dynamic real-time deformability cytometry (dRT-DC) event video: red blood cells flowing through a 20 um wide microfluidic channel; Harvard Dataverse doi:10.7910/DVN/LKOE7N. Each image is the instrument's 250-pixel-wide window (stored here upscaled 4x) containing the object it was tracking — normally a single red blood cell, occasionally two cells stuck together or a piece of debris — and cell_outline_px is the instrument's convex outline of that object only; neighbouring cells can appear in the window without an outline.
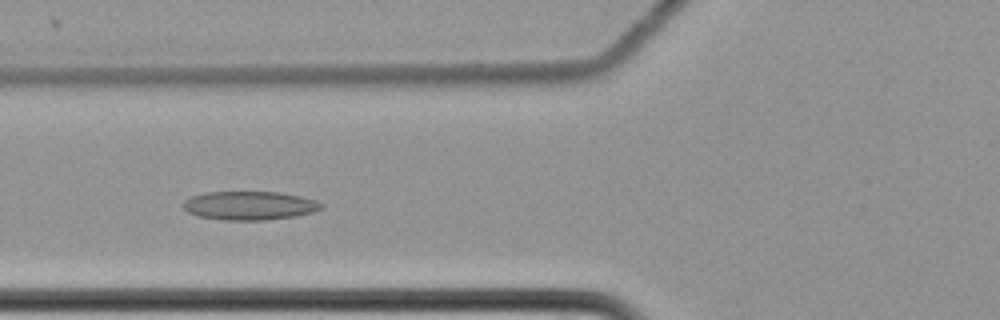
{"species": "common noctule bat (a hibernating species)", "species_latin": "Nyctalus noctula", "temperature_condition": "cold", "stored_images_in_passage": 60, "camera_frame_rate_fps": 3000, "um_per_image_px": 0.085, "animal": {"sex": "female", "body_mass_g": 22.7, "forearm_length_mm": 54.2}, "frame": {"image": 1, "passage_image": 24, "time_ms": 7.667, "image_size_px": [1000, 320], "cell_outline_px": [[324, 208], [312, 212], [296, 216], [264, 220], [220, 220], [200, 216], [188, 212], [184, 208], [184, 200], [192, 196], [208, 192], [276, 192], [300, 196], [316, 200], [324, 204]], "centroid_in_image_um": [21.24, 17.48], "position_along_channel_um": 104.6, "area_um2": 23.0}}
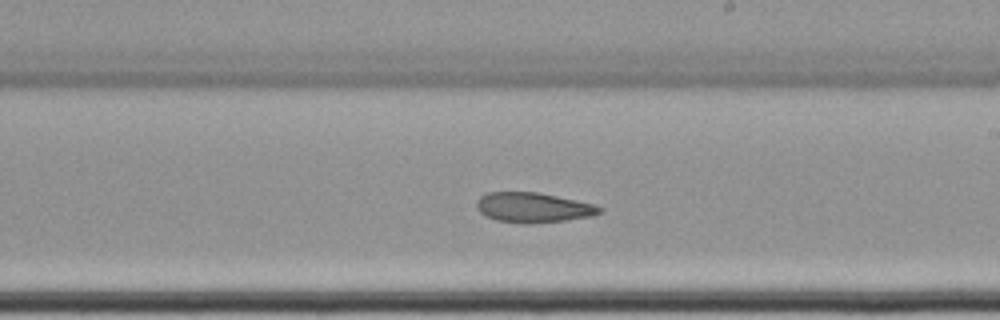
{"frame": {"image": 2, "passage_image": 36, "time_ms": 11.667, "image_size_px": [1000, 320], "cell_outline_px": [[604, 212], [592, 216], [564, 220], [532, 224], [524, 224], [496, 220], [484, 216], [476, 208], [476, 200], [480, 196], [488, 192], [536, 192], [596, 204], [604, 208]], "centroid_in_image_um": [45.32, 17.65], "position_along_channel_um": 243.7, "area_um2": 21.73}}
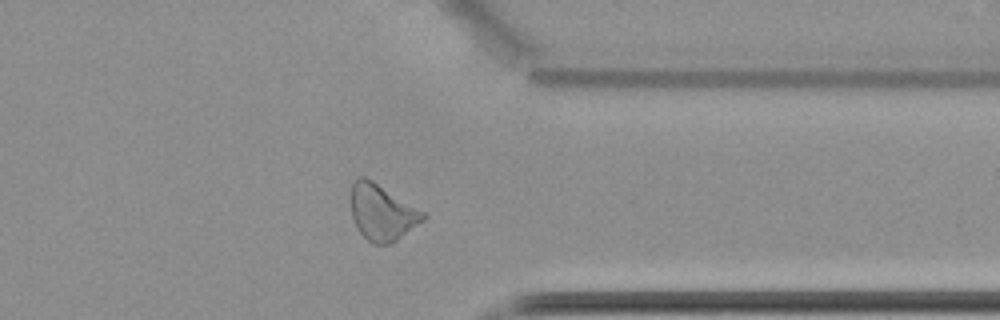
{"frame": {"image": 3, "passage_image": 48, "time_ms": 15.667, "image_size_px": [1000, 320], "cell_outline_px": [[428, 216], [424, 220], [392, 244], [372, 244], [356, 228], [352, 216], [352, 184], [360, 176], [364, 176], [372, 180], [428, 212]], "centroid_in_image_um": [32.53, 18.06], "position_along_channel_um": 378.9, "area_um2": 23.81}, "authors_computed_cell_mechanics": {"area_um2": 24.2471, "velocity_mm_per_s": 3.4822, "shape_relaxation_time_tau1_ms": null, "shape_relaxation_time_tau2_ms": 5.6148, "deformation_change_tau1": null, "deformation_change_tau2": 0.1215}}